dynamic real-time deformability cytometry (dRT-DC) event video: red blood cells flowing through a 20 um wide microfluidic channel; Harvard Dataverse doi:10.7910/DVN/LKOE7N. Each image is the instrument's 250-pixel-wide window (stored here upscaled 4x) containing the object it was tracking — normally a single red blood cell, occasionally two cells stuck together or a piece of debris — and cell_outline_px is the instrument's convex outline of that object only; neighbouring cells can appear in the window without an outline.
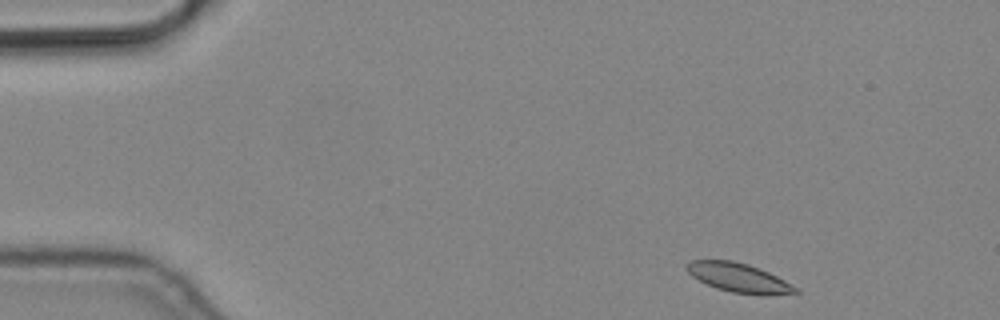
{"species": "common noctule bat (a hibernating species)", "species_latin": "Nyctalus noctula", "temperature_condition": "cold", "stored_images_in_passage": 4, "camera_frame_rate_fps": 3000, "um_per_image_px": 0.085, "animal": {"sex": "male", "body_mass_g": 19.2, "forearm_length_mm": 51.8}, "frame": {"image": 1, "passage_image": 1, "time_ms": 0.0, "image_size_px": [1000, 320], "cell_outline_px": [[800, 292], [768, 296], [760, 296], [732, 292], [716, 288], [692, 276], [684, 268], [684, 264], [692, 260], [732, 260], [748, 264], [760, 268], [800, 288]], "centroid_in_image_um": [62.82, 23.62], "position_along_channel_um": 22.2, "area_um2": 18.73}}
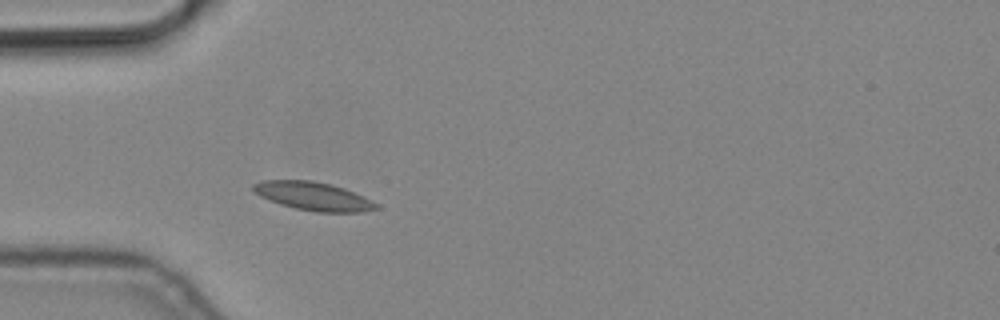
{"frame": {"image": 2, "passage_image": 4, "time_ms": 1.0, "image_size_px": [1000, 320], "cell_outline_px": [[380, 208], [360, 212], [316, 212], [296, 208], [280, 204], [260, 196], [252, 188], [252, 184], [264, 180], [312, 180], [332, 184], [344, 188], [372, 200], [380, 204]], "centroid_in_image_um": [26.67, 16.67], "position_along_channel_um": 58.3, "area_um2": 20.35}}